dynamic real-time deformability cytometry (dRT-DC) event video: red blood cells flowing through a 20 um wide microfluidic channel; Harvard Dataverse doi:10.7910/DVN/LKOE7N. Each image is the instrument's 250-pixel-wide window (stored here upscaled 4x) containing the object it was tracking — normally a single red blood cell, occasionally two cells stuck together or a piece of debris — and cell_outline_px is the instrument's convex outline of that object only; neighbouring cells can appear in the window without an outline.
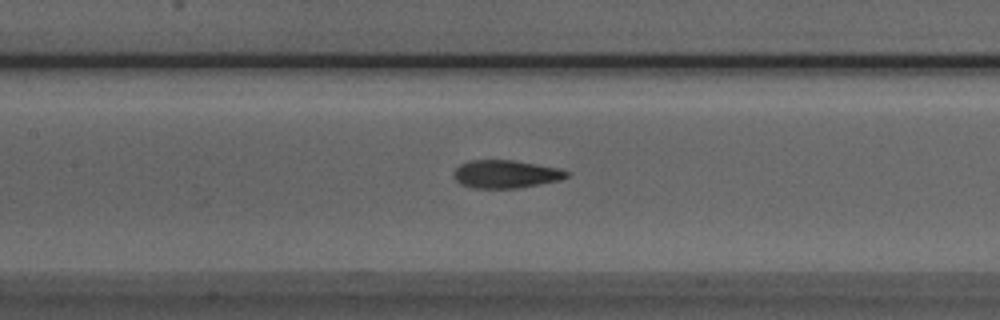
{"species": "Egyptian fruit bat (a non-hibernating species)", "species_latin": "Rousettus aegyptiacus", "temperature_condition": "room temperature", "stored_images_in_passage": 45, "camera_frame_rate_fps": 3000, "um_per_image_px": 0.085, "animal": {"sex": "male"}, "frame": {"image": 1, "passage_image": 23, "time_ms": 7.333, "image_size_px": [1000, 320], "cell_outline_px": [[572, 172], [568, 176], [560, 180], [520, 188], [472, 188], [460, 184], [452, 176], [452, 172], [460, 164], [468, 160], [512, 160], [560, 168]], "centroid_in_image_um": [42.98, 14.8], "position_along_channel_um": 164.4, "area_um2": 18.67}}
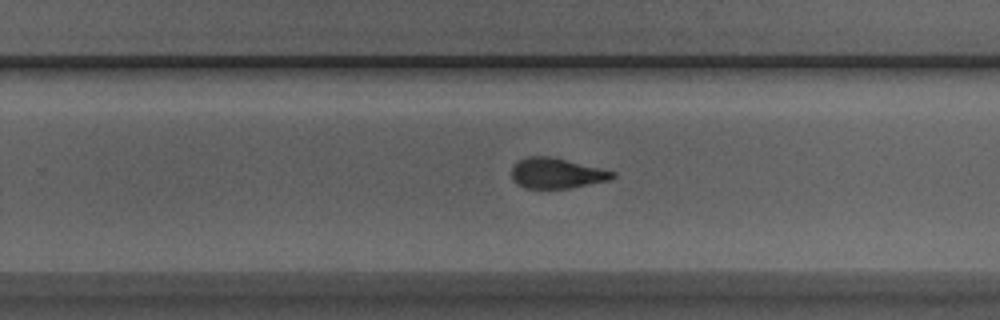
{"frame": {"image": 2, "passage_image": 32, "time_ms": 10.333, "image_size_px": [1000, 320], "cell_outline_px": [[616, 176], [612, 180], [572, 188], [524, 188], [516, 184], [512, 180], [512, 164], [516, 160], [528, 156], [552, 156], [616, 172]], "centroid_in_image_um": [47.3, 14.72], "position_along_channel_um": 282.5, "area_um2": 18.26}}
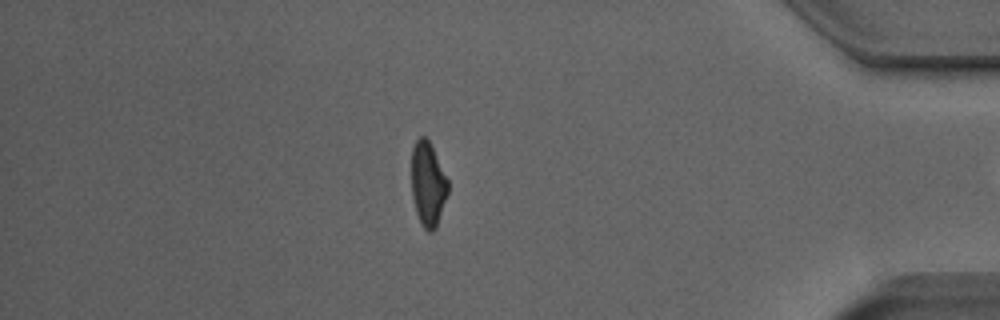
{"frame": {"image": 3, "passage_image": 44, "time_ms": 14.333, "image_size_px": [1000, 320], "cell_outline_px": [[448, 192], [436, 228], [432, 232], [428, 232], [420, 224], [416, 212], [412, 196], [412, 148], [416, 140], [420, 136], [424, 136], [432, 144], [448, 180]], "centroid_in_image_um": [36.37, 15.64], "position_along_channel_um": 398.8, "area_um2": 18.03}}